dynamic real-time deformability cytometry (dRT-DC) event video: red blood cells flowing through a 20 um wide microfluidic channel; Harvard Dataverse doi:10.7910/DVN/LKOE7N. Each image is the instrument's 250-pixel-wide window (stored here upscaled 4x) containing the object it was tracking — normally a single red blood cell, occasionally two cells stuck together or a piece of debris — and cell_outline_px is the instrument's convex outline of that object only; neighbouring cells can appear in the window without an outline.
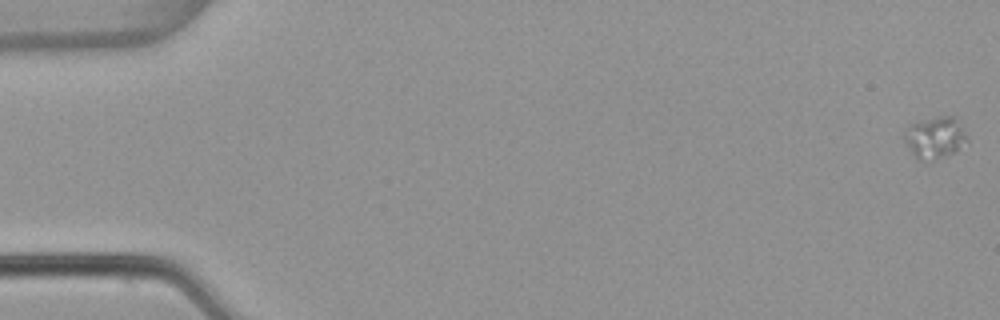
{"species": "common noctule bat (a hibernating species)", "species_latin": "Nyctalus noctula", "temperature_condition": "warm", "stored_images_in_passage": 8, "camera_frame_rate_fps": 3000, "um_per_image_px": 0.085, "animal": {"sex": "female", "body_mass_g": 22.7, "forearm_length_mm": 54.2}, "frame": {"image": 1, "passage_image": 1, "time_ms": 0.0, "image_size_px": [1000, 320], "cell_outline_px": [[968, 144], [952, 152], [940, 156], [920, 160], [912, 152], [904, 140], [904, 136], [908, 128], [916, 120], [940, 116], [956, 116], [968, 136]], "centroid_in_image_um": [79.53, 11.62], "position_along_channel_um": 5.5, "area_um2": 14.97}}
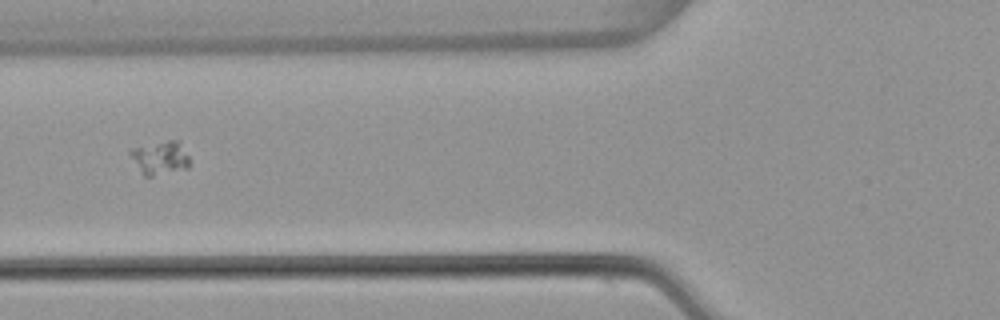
{"frame": {"image": 2, "passage_image": 6, "time_ms": 1.667, "image_size_px": [1000, 320], "cell_outline_px": [[188, 168], [152, 176], [144, 176], [128, 152], [132, 148], [168, 140], [176, 140], [188, 156]], "centroid_in_image_um": [13.58, 13.42], "position_along_channel_um": 112.2, "area_um2": 11.16}}
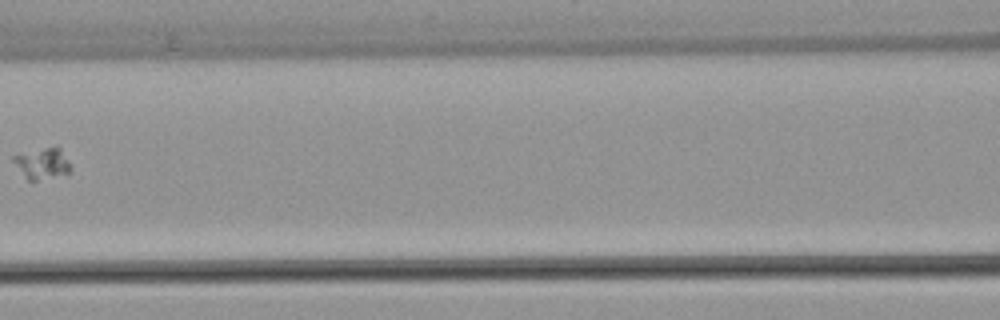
{"frame": {"image": 3, "passage_image": 7, "time_ms": 2.0, "image_size_px": [1000, 320], "cell_outline_px": [[72, 168], [68, 172], [32, 184], [24, 176], [12, 160], [12, 156], [44, 148], [60, 148], [68, 160]], "centroid_in_image_um": [3.58, 13.95], "position_along_channel_um": 163.0, "area_um2": 10.29}}